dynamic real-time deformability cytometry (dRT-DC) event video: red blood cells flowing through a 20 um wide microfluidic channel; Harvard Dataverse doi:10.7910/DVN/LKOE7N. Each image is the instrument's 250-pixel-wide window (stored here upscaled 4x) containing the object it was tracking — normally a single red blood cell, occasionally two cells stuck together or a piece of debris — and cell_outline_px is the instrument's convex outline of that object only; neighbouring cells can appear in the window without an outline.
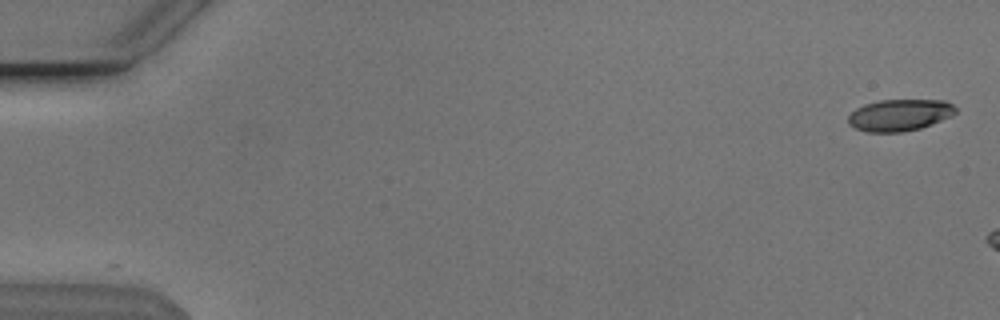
{"species": "Egyptian fruit bat (a non-hibernating species)", "species_latin": "Rousettus aegyptiacus", "temperature_condition": "cold", "stored_images_in_passage": 6, "camera_frame_rate_fps": 3000, "um_per_image_px": 0.085, "animal": {"sex": "male"}, "frame": {"image": 1, "passage_image": 1, "time_ms": 0.0, "image_size_px": [1000, 320], "cell_outline_px": [[956, 112], [952, 116], [932, 124], [920, 128], [900, 132], [868, 132], [856, 128], [848, 124], [848, 116], [856, 108], [864, 104], [880, 100], [944, 100], [952, 104], [956, 108]], "centroid_in_image_um": [76.47, 9.77], "position_along_channel_um": 8.5, "area_um2": 19.83}}